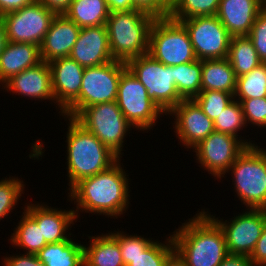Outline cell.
<instances>
[{"label":"cell","instance_id":"obj_26","mask_svg":"<svg viewBox=\"0 0 266 266\" xmlns=\"http://www.w3.org/2000/svg\"><path fill=\"white\" fill-rule=\"evenodd\" d=\"M109 13L105 0H72L64 15L84 28L106 25Z\"/></svg>","mask_w":266,"mask_h":266},{"label":"cell","instance_id":"obj_48","mask_svg":"<svg viewBox=\"0 0 266 266\" xmlns=\"http://www.w3.org/2000/svg\"><path fill=\"white\" fill-rule=\"evenodd\" d=\"M262 1H263L264 6L266 7V0H262Z\"/></svg>","mask_w":266,"mask_h":266},{"label":"cell","instance_id":"obj_34","mask_svg":"<svg viewBox=\"0 0 266 266\" xmlns=\"http://www.w3.org/2000/svg\"><path fill=\"white\" fill-rule=\"evenodd\" d=\"M214 122L219 114L234 100V95L223 91H201L193 99Z\"/></svg>","mask_w":266,"mask_h":266},{"label":"cell","instance_id":"obj_10","mask_svg":"<svg viewBox=\"0 0 266 266\" xmlns=\"http://www.w3.org/2000/svg\"><path fill=\"white\" fill-rule=\"evenodd\" d=\"M116 102L127 121L140 131H149L166 115L147 94L144 85L126 68L120 77ZM159 118V119H158Z\"/></svg>","mask_w":266,"mask_h":266},{"label":"cell","instance_id":"obj_25","mask_svg":"<svg viewBox=\"0 0 266 266\" xmlns=\"http://www.w3.org/2000/svg\"><path fill=\"white\" fill-rule=\"evenodd\" d=\"M83 246L69 237L59 243L47 244L36 255L45 266H84Z\"/></svg>","mask_w":266,"mask_h":266},{"label":"cell","instance_id":"obj_33","mask_svg":"<svg viewBox=\"0 0 266 266\" xmlns=\"http://www.w3.org/2000/svg\"><path fill=\"white\" fill-rule=\"evenodd\" d=\"M174 251L173 238L170 234L163 243L156 239L143 253L130 259L128 266H164Z\"/></svg>","mask_w":266,"mask_h":266},{"label":"cell","instance_id":"obj_46","mask_svg":"<svg viewBox=\"0 0 266 266\" xmlns=\"http://www.w3.org/2000/svg\"><path fill=\"white\" fill-rule=\"evenodd\" d=\"M164 266H187L180 255L174 251L166 260Z\"/></svg>","mask_w":266,"mask_h":266},{"label":"cell","instance_id":"obj_14","mask_svg":"<svg viewBox=\"0 0 266 266\" xmlns=\"http://www.w3.org/2000/svg\"><path fill=\"white\" fill-rule=\"evenodd\" d=\"M209 215L224 232L228 254L251 255L266 223V209L247 208L229 221Z\"/></svg>","mask_w":266,"mask_h":266},{"label":"cell","instance_id":"obj_9","mask_svg":"<svg viewBox=\"0 0 266 266\" xmlns=\"http://www.w3.org/2000/svg\"><path fill=\"white\" fill-rule=\"evenodd\" d=\"M74 119L122 158L124 139L134 127L123 116L116 101L86 107Z\"/></svg>","mask_w":266,"mask_h":266},{"label":"cell","instance_id":"obj_18","mask_svg":"<svg viewBox=\"0 0 266 266\" xmlns=\"http://www.w3.org/2000/svg\"><path fill=\"white\" fill-rule=\"evenodd\" d=\"M24 208L22 209L41 227L42 238L45 239L47 244L59 243L71 237L72 233L68 231L77 222L74 209H70L69 211L66 209L61 210L59 208L49 207L45 203L35 204L32 202L26 203Z\"/></svg>","mask_w":266,"mask_h":266},{"label":"cell","instance_id":"obj_27","mask_svg":"<svg viewBox=\"0 0 266 266\" xmlns=\"http://www.w3.org/2000/svg\"><path fill=\"white\" fill-rule=\"evenodd\" d=\"M17 224L9 238L14 247L26 250V254H37L47 245L41 227L25 210Z\"/></svg>","mask_w":266,"mask_h":266},{"label":"cell","instance_id":"obj_11","mask_svg":"<svg viewBox=\"0 0 266 266\" xmlns=\"http://www.w3.org/2000/svg\"><path fill=\"white\" fill-rule=\"evenodd\" d=\"M56 14L38 0L19 10L2 15L9 42L40 46Z\"/></svg>","mask_w":266,"mask_h":266},{"label":"cell","instance_id":"obj_37","mask_svg":"<svg viewBox=\"0 0 266 266\" xmlns=\"http://www.w3.org/2000/svg\"><path fill=\"white\" fill-rule=\"evenodd\" d=\"M236 100L242 107L246 125L266 129V97Z\"/></svg>","mask_w":266,"mask_h":266},{"label":"cell","instance_id":"obj_15","mask_svg":"<svg viewBox=\"0 0 266 266\" xmlns=\"http://www.w3.org/2000/svg\"><path fill=\"white\" fill-rule=\"evenodd\" d=\"M169 114L175 118L173 129L185 149H193L215 131L214 122L193 99L182 100Z\"/></svg>","mask_w":266,"mask_h":266},{"label":"cell","instance_id":"obj_2","mask_svg":"<svg viewBox=\"0 0 266 266\" xmlns=\"http://www.w3.org/2000/svg\"><path fill=\"white\" fill-rule=\"evenodd\" d=\"M172 238L187 266H219L228 255L222 228L204 208L182 223Z\"/></svg>","mask_w":266,"mask_h":266},{"label":"cell","instance_id":"obj_4","mask_svg":"<svg viewBox=\"0 0 266 266\" xmlns=\"http://www.w3.org/2000/svg\"><path fill=\"white\" fill-rule=\"evenodd\" d=\"M154 18L135 9L109 13L106 27L114 60L129 59L148 53L149 34Z\"/></svg>","mask_w":266,"mask_h":266},{"label":"cell","instance_id":"obj_6","mask_svg":"<svg viewBox=\"0 0 266 266\" xmlns=\"http://www.w3.org/2000/svg\"><path fill=\"white\" fill-rule=\"evenodd\" d=\"M126 62H111L84 69L79 96L63 111V116L75 118L84 108L116 101L118 84Z\"/></svg>","mask_w":266,"mask_h":266},{"label":"cell","instance_id":"obj_40","mask_svg":"<svg viewBox=\"0 0 266 266\" xmlns=\"http://www.w3.org/2000/svg\"><path fill=\"white\" fill-rule=\"evenodd\" d=\"M2 259L4 266H45L36 254L8 255Z\"/></svg>","mask_w":266,"mask_h":266},{"label":"cell","instance_id":"obj_23","mask_svg":"<svg viewBox=\"0 0 266 266\" xmlns=\"http://www.w3.org/2000/svg\"><path fill=\"white\" fill-rule=\"evenodd\" d=\"M83 246L84 266H125L117 239L110 233L88 236Z\"/></svg>","mask_w":266,"mask_h":266},{"label":"cell","instance_id":"obj_32","mask_svg":"<svg viewBox=\"0 0 266 266\" xmlns=\"http://www.w3.org/2000/svg\"><path fill=\"white\" fill-rule=\"evenodd\" d=\"M266 97V63L260 64L251 72L237 77L234 99Z\"/></svg>","mask_w":266,"mask_h":266},{"label":"cell","instance_id":"obj_20","mask_svg":"<svg viewBox=\"0 0 266 266\" xmlns=\"http://www.w3.org/2000/svg\"><path fill=\"white\" fill-rule=\"evenodd\" d=\"M81 28L64 14L56 15L40 45L42 61L69 57Z\"/></svg>","mask_w":266,"mask_h":266},{"label":"cell","instance_id":"obj_13","mask_svg":"<svg viewBox=\"0 0 266 266\" xmlns=\"http://www.w3.org/2000/svg\"><path fill=\"white\" fill-rule=\"evenodd\" d=\"M247 146L237 137L222 132H212L192 150L199 167L208 171L215 179L225 177L229 168Z\"/></svg>","mask_w":266,"mask_h":266},{"label":"cell","instance_id":"obj_17","mask_svg":"<svg viewBox=\"0 0 266 266\" xmlns=\"http://www.w3.org/2000/svg\"><path fill=\"white\" fill-rule=\"evenodd\" d=\"M69 57L84 68L113 61L106 25L81 28Z\"/></svg>","mask_w":266,"mask_h":266},{"label":"cell","instance_id":"obj_43","mask_svg":"<svg viewBox=\"0 0 266 266\" xmlns=\"http://www.w3.org/2000/svg\"><path fill=\"white\" fill-rule=\"evenodd\" d=\"M56 15L64 14L70 6L72 0H38Z\"/></svg>","mask_w":266,"mask_h":266},{"label":"cell","instance_id":"obj_36","mask_svg":"<svg viewBox=\"0 0 266 266\" xmlns=\"http://www.w3.org/2000/svg\"><path fill=\"white\" fill-rule=\"evenodd\" d=\"M118 241L120 246L121 255L124 261V265L130 264V259L137 257L143 253L155 240L152 238H145L142 236L129 235L122 231H111L110 232Z\"/></svg>","mask_w":266,"mask_h":266},{"label":"cell","instance_id":"obj_28","mask_svg":"<svg viewBox=\"0 0 266 266\" xmlns=\"http://www.w3.org/2000/svg\"><path fill=\"white\" fill-rule=\"evenodd\" d=\"M228 60L236 77L251 72L263 62L247 36L231 37Z\"/></svg>","mask_w":266,"mask_h":266},{"label":"cell","instance_id":"obj_21","mask_svg":"<svg viewBox=\"0 0 266 266\" xmlns=\"http://www.w3.org/2000/svg\"><path fill=\"white\" fill-rule=\"evenodd\" d=\"M264 8L262 0H220L216 16L231 37L248 36L257 15Z\"/></svg>","mask_w":266,"mask_h":266},{"label":"cell","instance_id":"obj_35","mask_svg":"<svg viewBox=\"0 0 266 266\" xmlns=\"http://www.w3.org/2000/svg\"><path fill=\"white\" fill-rule=\"evenodd\" d=\"M17 177L0 180V220L8 217L21 199L25 184ZM20 198V199H19Z\"/></svg>","mask_w":266,"mask_h":266},{"label":"cell","instance_id":"obj_44","mask_svg":"<svg viewBox=\"0 0 266 266\" xmlns=\"http://www.w3.org/2000/svg\"><path fill=\"white\" fill-rule=\"evenodd\" d=\"M219 266H253L249 256L228 254Z\"/></svg>","mask_w":266,"mask_h":266},{"label":"cell","instance_id":"obj_3","mask_svg":"<svg viewBox=\"0 0 266 266\" xmlns=\"http://www.w3.org/2000/svg\"><path fill=\"white\" fill-rule=\"evenodd\" d=\"M63 117L65 121H69L65 142L68 174L66 176L70 190L80 180L107 170L120 158L74 118Z\"/></svg>","mask_w":266,"mask_h":266},{"label":"cell","instance_id":"obj_42","mask_svg":"<svg viewBox=\"0 0 266 266\" xmlns=\"http://www.w3.org/2000/svg\"><path fill=\"white\" fill-rule=\"evenodd\" d=\"M36 0H0V16L5 13L19 10Z\"/></svg>","mask_w":266,"mask_h":266},{"label":"cell","instance_id":"obj_45","mask_svg":"<svg viewBox=\"0 0 266 266\" xmlns=\"http://www.w3.org/2000/svg\"><path fill=\"white\" fill-rule=\"evenodd\" d=\"M110 12L134 9L131 0H105Z\"/></svg>","mask_w":266,"mask_h":266},{"label":"cell","instance_id":"obj_38","mask_svg":"<svg viewBox=\"0 0 266 266\" xmlns=\"http://www.w3.org/2000/svg\"><path fill=\"white\" fill-rule=\"evenodd\" d=\"M247 37L252 41L260 60L266 63V7L257 15Z\"/></svg>","mask_w":266,"mask_h":266},{"label":"cell","instance_id":"obj_30","mask_svg":"<svg viewBox=\"0 0 266 266\" xmlns=\"http://www.w3.org/2000/svg\"><path fill=\"white\" fill-rule=\"evenodd\" d=\"M246 126L244 113L238 100L234 99L224 110L221 112L214 121V129L216 132L228 133L239 138L247 147L255 146L257 143H252L251 139L244 140L239 136L240 130L242 131ZM239 136V137H238Z\"/></svg>","mask_w":266,"mask_h":266},{"label":"cell","instance_id":"obj_39","mask_svg":"<svg viewBox=\"0 0 266 266\" xmlns=\"http://www.w3.org/2000/svg\"><path fill=\"white\" fill-rule=\"evenodd\" d=\"M135 10L140 11L154 19L169 17L170 3L167 0H131Z\"/></svg>","mask_w":266,"mask_h":266},{"label":"cell","instance_id":"obj_16","mask_svg":"<svg viewBox=\"0 0 266 266\" xmlns=\"http://www.w3.org/2000/svg\"><path fill=\"white\" fill-rule=\"evenodd\" d=\"M52 91L60 116L63 111L79 96L84 67L70 57L50 61Z\"/></svg>","mask_w":266,"mask_h":266},{"label":"cell","instance_id":"obj_8","mask_svg":"<svg viewBox=\"0 0 266 266\" xmlns=\"http://www.w3.org/2000/svg\"><path fill=\"white\" fill-rule=\"evenodd\" d=\"M148 54L166 66L197 60L187 29L170 17L154 20L149 34Z\"/></svg>","mask_w":266,"mask_h":266},{"label":"cell","instance_id":"obj_5","mask_svg":"<svg viewBox=\"0 0 266 266\" xmlns=\"http://www.w3.org/2000/svg\"><path fill=\"white\" fill-rule=\"evenodd\" d=\"M231 171V172H230ZM237 198L249 209H266V149L247 147L229 168Z\"/></svg>","mask_w":266,"mask_h":266},{"label":"cell","instance_id":"obj_1","mask_svg":"<svg viewBox=\"0 0 266 266\" xmlns=\"http://www.w3.org/2000/svg\"><path fill=\"white\" fill-rule=\"evenodd\" d=\"M120 163L121 159L107 170L80 180L69 190V201L76 205V219L80 215L78 212L84 211L115 219L127 211L131 198L129 175Z\"/></svg>","mask_w":266,"mask_h":266},{"label":"cell","instance_id":"obj_22","mask_svg":"<svg viewBox=\"0 0 266 266\" xmlns=\"http://www.w3.org/2000/svg\"><path fill=\"white\" fill-rule=\"evenodd\" d=\"M42 62L40 46L30 43L9 42L0 54V86L12 76Z\"/></svg>","mask_w":266,"mask_h":266},{"label":"cell","instance_id":"obj_31","mask_svg":"<svg viewBox=\"0 0 266 266\" xmlns=\"http://www.w3.org/2000/svg\"><path fill=\"white\" fill-rule=\"evenodd\" d=\"M220 0H173L169 17L176 21L191 17L217 15Z\"/></svg>","mask_w":266,"mask_h":266},{"label":"cell","instance_id":"obj_29","mask_svg":"<svg viewBox=\"0 0 266 266\" xmlns=\"http://www.w3.org/2000/svg\"><path fill=\"white\" fill-rule=\"evenodd\" d=\"M202 60L174 66V82L183 100H192L201 92Z\"/></svg>","mask_w":266,"mask_h":266},{"label":"cell","instance_id":"obj_12","mask_svg":"<svg viewBox=\"0 0 266 266\" xmlns=\"http://www.w3.org/2000/svg\"><path fill=\"white\" fill-rule=\"evenodd\" d=\"M189 33L198 60L228 57L231 36L218 17H191L180 21Z\"/></svg>","mask_w":266,"mask_h":266},{"label":"cell","instance_id":"obj_47","mask_svg":"<svg viewBox=\"0 0 266 266\" xmlns=\"http://www.w3.org/2000/svg\"><path fill=\"white\" fill-rule=\"evenodd\" d=\"M8 43L6 27L2 17L0 16V54L5 49L6 44Z\"/></svg>","mask_w":266,"mask_h":266},{"label":"cell","instance_id":"obj_19","mask_svg":"<svg viewBox=\"0 0 266 266\" xmlns=\"http://www.w3.org/2000/svg\"><path fill=\"white\" fill-rule=\"evenodd\" d=\"M4 87V88H3ZM2 89L10 91L22 97H29L36 101L40 99L50 100L55 103V97L52 91L51 69L46 61L28 68L21 73L12 76L3 85Z\"/></svg>","mask_w":266,"mask_h":266},{"label":"cell","instance_id":"obj_41","mask_svg":"<svg viewBox=\"0 0 266 266\" xmlns=\"http://www.w3.org/2000/svg\"><path fill=\"white\" fill-rule=\"evenodd\" d=\"M249 257L253 266H266V223Z\"/></svg>","mask_w":266,"mask_h":266},{"label":"cell","instance_id":"obj_24","mask_svg":"<svg viewBox=\"0 0 266 266\" xmlns=\"http://www.w3.org/2000/svg\"><path fill=\"white\" fill-rule=\"evenodd\" d=\"M237 77L228 60L206 59L202 60L201 91H223L234 95Z\"/></svg>","mask_w":266,"mask_h":266},{"label":"cell","instance_id":"obj_7","mask_svg":"<svg viewBox=\"0 0 266 266\" xmlns=\"http://www.w3.org/2000/svg\"><path fill=\"white\" fill-rule=\"evenodd\" d=\"M126 66L166 115L183 100L174 82V66H166L148 53L129 59Z\"/></svg>","mask_w":266,"mask_h":266}]
</instances>
